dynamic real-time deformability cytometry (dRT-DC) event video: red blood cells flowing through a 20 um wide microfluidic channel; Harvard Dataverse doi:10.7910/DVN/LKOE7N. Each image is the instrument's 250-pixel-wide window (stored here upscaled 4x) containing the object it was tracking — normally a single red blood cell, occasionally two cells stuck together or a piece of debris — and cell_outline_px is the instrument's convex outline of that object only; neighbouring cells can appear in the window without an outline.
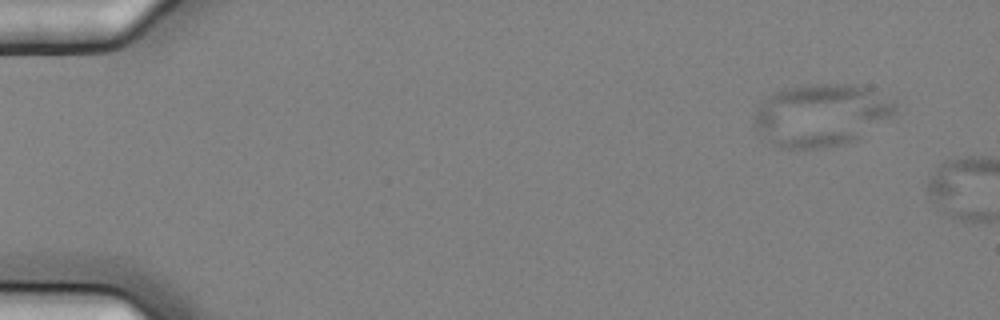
{"species": "common noctule bat (a hibernating species)", "species_latin": "Nyctalus noctula", "temperature_condition": "cold", "stored_images_in_passage": 3, "camera_frame_rate_fps": 3000, "um_per_image_px": 0.085, "animal": {"sex": "female", "body_mass_g": 25.1}, "frame": {"image": 1, "passage_image": 1, "time_ms": 0.0, "image_size_px": [1000, 320], "cell_outline_px": [[896, 112], [852, 140], [844, 144], [816, 148], [780, 148], [752, 128], [756, 112], [760, 104], [768, 96], [780, 88], [808, 84], [856, 84], [896, 100]], "centroid_in_image_um": [69.74, 9.75], "position_along_channel_um": 15.3, "area_um2": 50.75}}